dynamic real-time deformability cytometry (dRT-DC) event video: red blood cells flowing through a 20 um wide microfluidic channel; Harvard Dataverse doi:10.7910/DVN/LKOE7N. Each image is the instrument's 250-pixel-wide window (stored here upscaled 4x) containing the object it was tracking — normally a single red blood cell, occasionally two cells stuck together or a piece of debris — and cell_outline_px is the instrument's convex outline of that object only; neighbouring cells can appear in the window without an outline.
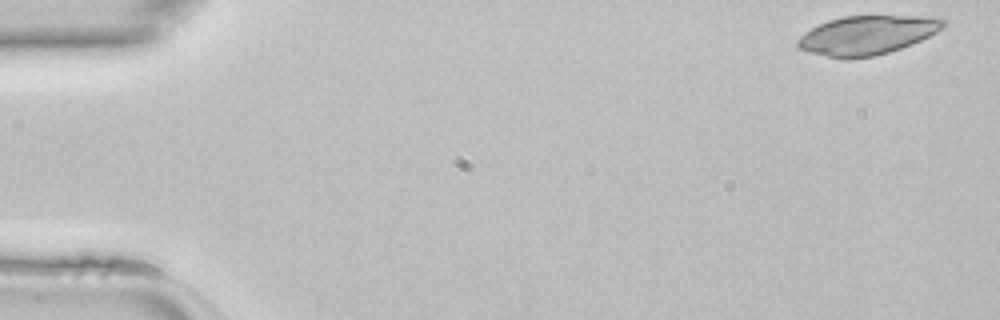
{"species": "common noctule bat (a hibernating species)", "species_latin": "Nyctalus noctula", "temperature_condition": "room temperature", "stored_images_in_passage": 44, "camera_frame_rate_fps": 3000, "um_per_image_px": 0.085, "animal": {"sex": "female", "body_mass_g": 22.7, "forearm_length_mm": 54.2}, "frame": {"image": 1, "passage_image": 1, "time_ms": 0.0, "image_size_px": [1000, 320], "cell_outline_px": [[944, 28], [912, 44], [888, 52], [872, 56], [852, 60], [844, 60], [812, 52], [800, 48], [796, 44], [796, 40], [804, 32], [828, 20], [844, 16], [940, 16], [944, 20]], "centroid_in_image_um": [73.72, 2.98], "position_along_channel_um": 11.3, "area_um2": 33.06}}